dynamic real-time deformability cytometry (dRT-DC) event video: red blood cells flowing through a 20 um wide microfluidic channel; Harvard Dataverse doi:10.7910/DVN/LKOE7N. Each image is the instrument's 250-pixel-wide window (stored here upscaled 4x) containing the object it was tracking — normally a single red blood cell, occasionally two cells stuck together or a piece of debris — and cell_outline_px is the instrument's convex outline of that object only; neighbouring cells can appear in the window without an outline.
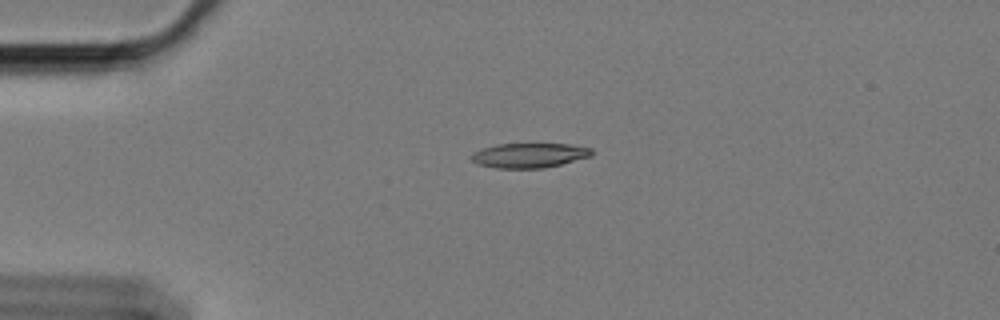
{"species": "Egyptian fruit bat (a non-hibernating species)", "species_latin": "Rousettus aegyptiacus", "temperature_condition": "cold", "stored_images_in_passage": 46, "camera_frame_rate_fps": 3000, "um_per_image_px": 0.085, "animal": {"sex": "female"}, "frame": {"image": 1, "passage_image": 1, "time_ms": 0.0, "image_size_px": [1000, 320], "cell_outline_px": [[592, 156], [544, 168], [496, 168], [480, 164], [472, 160], [472, 152], [480, 148], [496, 144], [568, 144], [592, 148]], "centroid_in_image_um": [44.98, 13.2], "position_along_channel_um": 40.0, "area_um2": 17.22}}
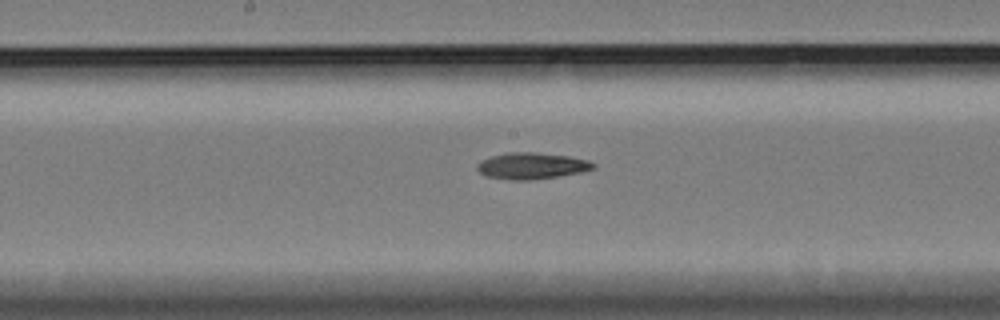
{"frame": {"image": 2, "passage_image": 18, "time_ms": 5.667, "image_size_px": [1000, 320], "cell_outline_px": [[596, 168], [580, 172], [556, 176], [528, 180], [512, 180], [484, 176], [476, 168], [476, 164], [480, 160], [492, 156], [508, 152], [532, 152], [568, 156], [588, 160], [596, 164]], "centroid_in_image_um": [45.16, 14.09], "position_along_channel_um": 203.0, "area_um2": 17.8}}
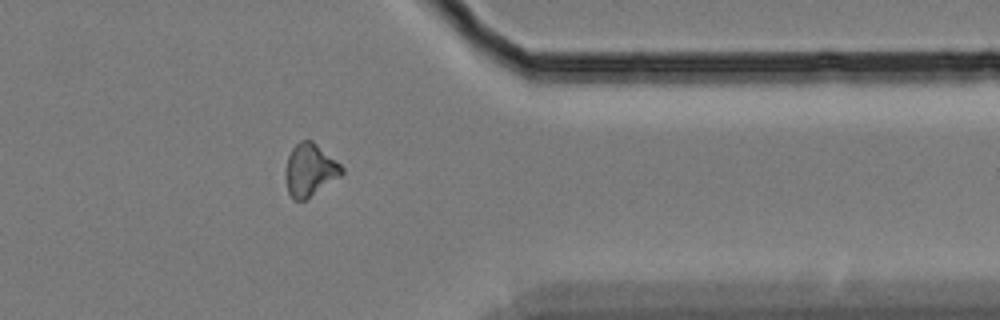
{"frame": {"image": 3, "passage_image": 35, "time_ms": 11.333, "image_size_px": [1000, 320], "cell_outline_px": [[344, 172], [340, 176], [304, 200], [292, 200], [288, 192], [284, 176], [284, 168], [288, 156], [292, 148], [300, 140], [312, 140], [340, 164], [344, 168]], "centroid_in_image_um": [26.3, 14.44], "position_along_channel_um": 385.1, "area_um2": 17.17}, "authors_computed_cell_mechanics": {"area_um2": 17.1377, "velocity_mm_per_s": 3.3974, "shape_relaxation_time_tau1_ms": 10.7018, "shape_relaxation_time_tau2_ms": null, "deformation_change_tau1": 0.1908, "deformation_change_tau2": null}}